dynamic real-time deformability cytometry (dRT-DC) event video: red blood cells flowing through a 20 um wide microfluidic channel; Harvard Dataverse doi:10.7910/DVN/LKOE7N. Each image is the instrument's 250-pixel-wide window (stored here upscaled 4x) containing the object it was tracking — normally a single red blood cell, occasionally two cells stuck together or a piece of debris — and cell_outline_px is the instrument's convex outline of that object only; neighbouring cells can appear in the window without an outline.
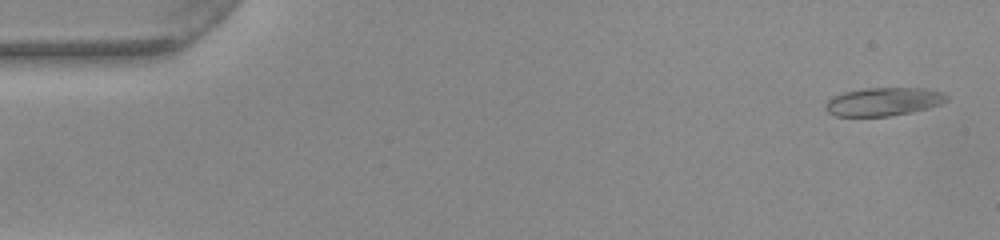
{"species": "common noctule bat (a hibernating species)", "species_latin": "Nyctalus noctula", "temperature_condition": "warm", "stored_images_in_passage": 51, "camera_frame_rate_fps": 3000, "um_per_image_px": 0.085, "animal": {"sex": "female", "body_mass_g": 22.0, "forearm_length_mm": 56.7}, "frame": {"image": 1, "passage_image": 2, "time_ms": 0.333, "image_size_px": [1000, 240], "cell_outline_px": [[948, 100], [940, 104], [928, 108], [912, 112], [888, 116], [836, 116], [828, 112], [824, 108], [824, 104], [832, 96], [844, 92], [864, 88], [924, 88], [944, 92], [948, 96]], "centroid_in_image_um": [75.09, 8.63], "position_along_channel_um": 9.9, "area_um2": 20.11}}
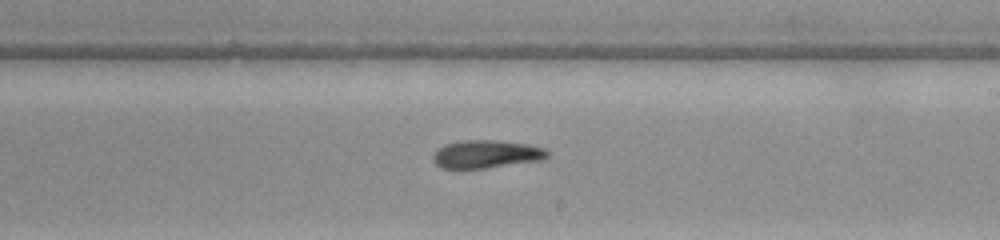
{"frame": {"image": 2, "passage_image": 30, "time_ms": 9.667, "image_size_px": [1000, 240], "cell_outline_px": [[548, 156], [544, 160], [484, 168], [440, 168], [432, 160], [432, 156], [444, 144], [460, 140], [492, 140], [528, 144], [544, 148], [548, 152]], "centroid_in_image_um": [41.33, 13.1], "position_along_channel_um": 247.7, "area_um2": 18.61}}
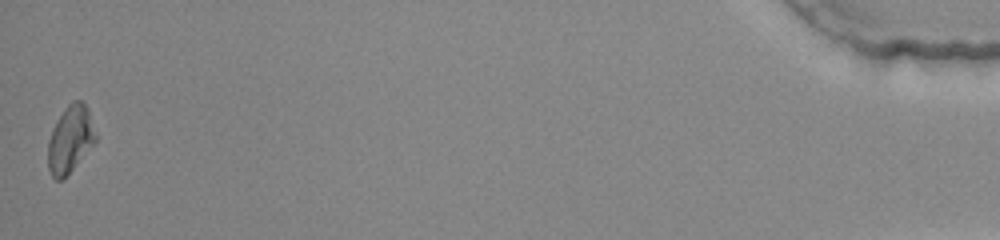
{"frame": {"image": 3, "passage_image": 51, "time_ms": 16.667, "image_size_px": [1000, 240], "cell_outline_px": [[96, 140], [64, 180], [56, 180], [52, 176], [48, 168], [48, 140], [64, 108], [72, 100], [80, 100], [88, 108], [96, 132]], "centroid_in_image_um": [5.97, 11.85], "position_along_channel_um": 429.2, "area_um2": 18.44}, "authors_computed_cell_mechanics": {"area_um2": 19.074, "velocity_mm_per_s": 3.983, "shape_relaxation_time_tau1_ms": 4.1767, "shape_relaxation_time_tau2_ms": 5.2151, "deformation_change_tau1": 0.1935, "deformation_change_tau2": 0.133}}